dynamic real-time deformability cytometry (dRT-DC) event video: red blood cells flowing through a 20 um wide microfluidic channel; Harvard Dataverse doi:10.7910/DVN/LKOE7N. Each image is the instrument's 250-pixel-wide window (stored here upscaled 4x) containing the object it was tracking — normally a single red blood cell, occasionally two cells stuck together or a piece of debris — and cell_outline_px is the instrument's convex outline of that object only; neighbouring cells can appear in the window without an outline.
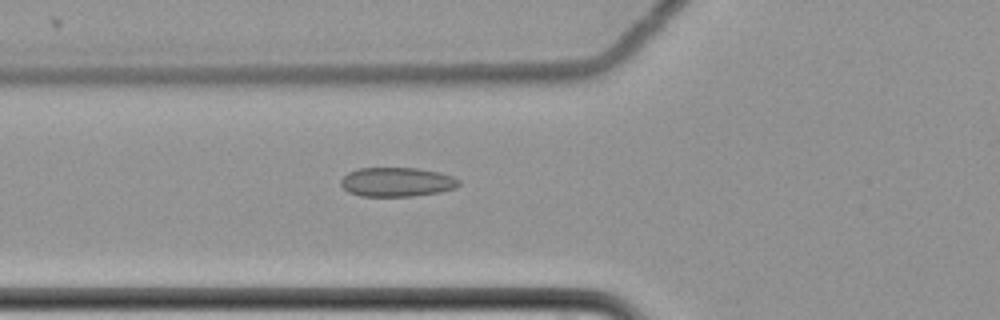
{"species": "common noctule bat (a hibernating species)", "species_latin": "Nyctalus noctula", "temperature_condition": "cold", "stored_images_in_passage": 61, "camera_frame_rate_fps": 3000, "um_per_image_px": 0.085, "animal": {"sex": "female", "body_mass_g": 22.7, "forearm_length_mm": 54.2}, "frame": {"image": 1, "passage_image": 24, "time_ms": 7.667, "image_size_px": [1000, 320], "cell_outline_px": [[460, 184], [456, 188], [440, 192], [412, 196], [360, 196], [348, 192], [340, 184], [340, 180], [348, 172], [360, 168], [416, 168], [440, 172], [452, 176], [460, 180]], "centroid_in_image_um": [33.74, 15.47], "position_along_channel_um": 92.1, "area_um2": 20.17}}
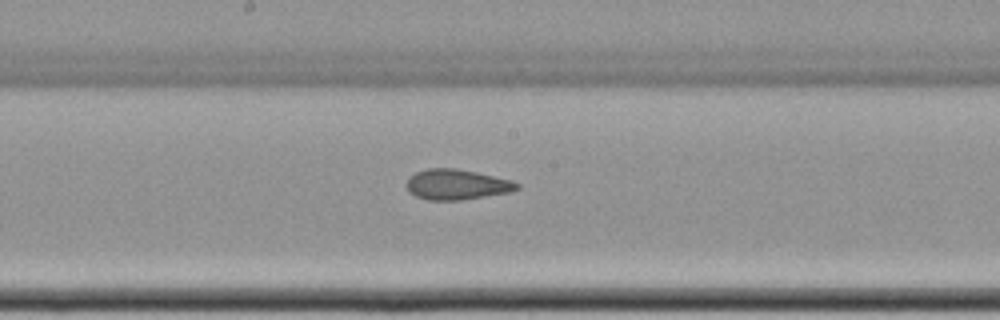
{"frame": {"image": 2, "passage_image": 34, "time_ms": 11.0, "image_size_px": [1000, 320], "cell_outline_px": [[520, 188], [512, 192], [460, 200], [428, 200], [416, 196], [408, 192], [404, 184], [408, 176], [416, 172], [428, 168], [456, 168], [476, 172], [512, 180], [520, 184]], "centroid_in_image_um": [38.8, 15.68], "position_along_channel_um": 209.4, "area_um2": 19.83}}
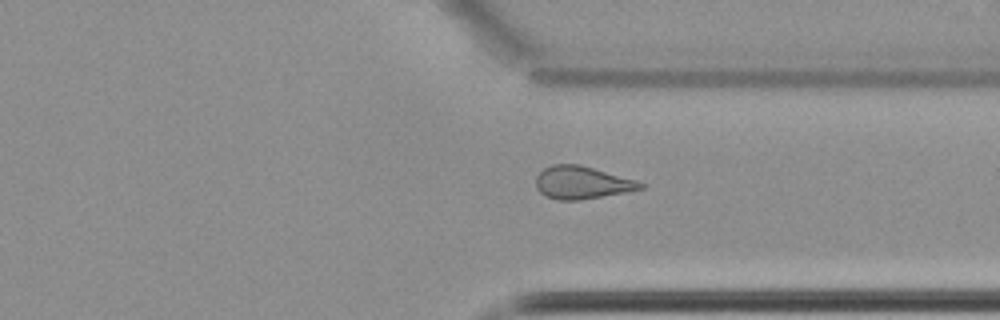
{"frame": {"image": 3, "passage_image": 47, "time_ms": 15.333, "image_size_px": [1000, 320], "cell_outline_px": [[644, 188], [624, 192], [580, 200], [556, 200], [544, 196], [536, 188], [536, 176], [544, 168], [552, 164], [580, 164], [636, 180], [644, 184]], "centroid_in_image_um": [49.42, 15.52], "position_along_channel_um": 362.0, "area_um2": 19.88}, "authors_computed_cell_mechanics": {"area_um2": 20.6346, "velocity_mm_per_s": 3.511, "shape_relaxation_time_tau1_ms": null, "shape_relaxation_time_tau2_ms": 2.9374, "deformation_change_tau1": null, "deformation_change_tau2": 0.086}}